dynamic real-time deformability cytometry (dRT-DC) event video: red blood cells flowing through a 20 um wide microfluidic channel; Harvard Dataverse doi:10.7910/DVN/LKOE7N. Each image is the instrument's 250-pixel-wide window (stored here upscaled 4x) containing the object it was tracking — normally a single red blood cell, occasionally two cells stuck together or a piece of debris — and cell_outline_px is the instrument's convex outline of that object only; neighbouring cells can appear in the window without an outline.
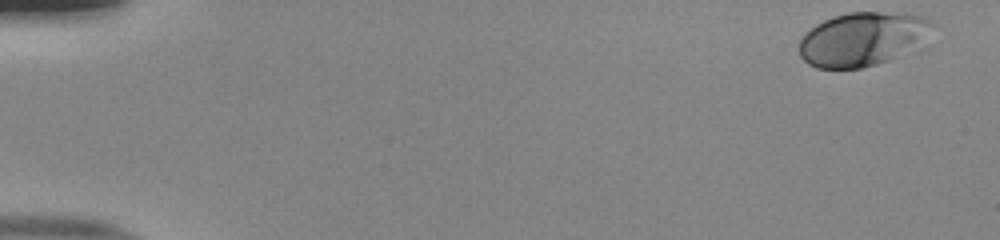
{"species": "human", "species_latin": "Homo sapiens", "temperature_condition": "room temperature", "stored_images_in_passage": 50, "camera_frame_rate_fps": 3000, "um_per_image_px": 0.085, "donor": {"sex": "male"}, "frame": {"image": 1, "passage_image": 1, "time_ms": 0.0, "image_size_px": [1000, 240], "cell_outline_px": [[940, 28], [928, 48], [876, 64], [860, 68], [816, 68], [808, 64], [800, 56], [800, 40], [816, 24], [832, 16], [848, 12], [904, 12], [928, 16]], "centroid_in_image_um": [73.61, 3.3], "position_along_channel_um": 11.4, "area_um2": 44.04}}
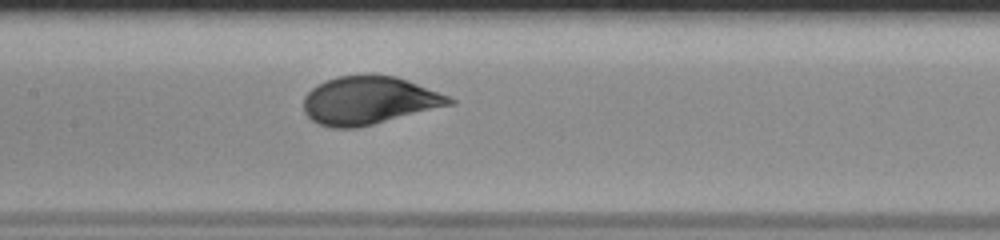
{"frame": {"image": 2, "passage_image": 25, "time_ms": 8.0, "image_size_px": [1000, 240], "cell_outline_px": [[456, 104], [356, 128], [332, 128], [320, 124], [312, 120], [304, 112], [304, 96], [316, 84], [324, 80], [340, 76], [368, 72], [372, 72], [396, 76], [448, 96], [456, 100]], "centroid_in_image_um": [31.35, 8.51], "position_along_channel_um": 176.0, "area_um2": 41.27}}
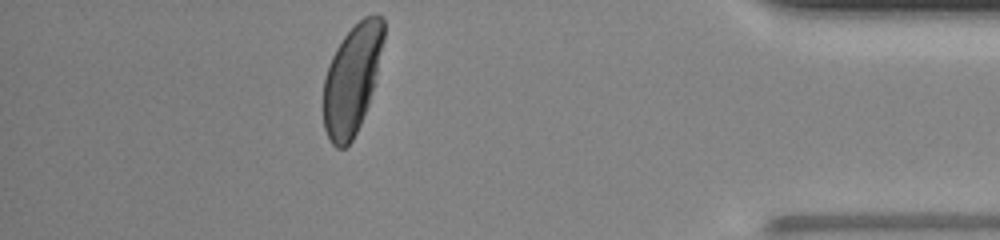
{"frame": {"image": 3, "passage_image": 45, "time_ms": 14.667, "image_size_px": [1000, 240], "cell_outline_px": [[384, 40], [368, 104], [360, 124], [352, 140], [344, 148], [336, 148], [332, 144], [324, 128], [324, 80], [332, 56], [336, 48], [344, 36], [364, 16], [372, 12], [376, 12], [384, 20]], "centroid_in_image_um": [29.92, 6.71], "position_along_channel_um": 405.3, "area_um2": 37.8}, "authors_computed_cell_mechanics": {"area_um2": 40.46, "velocity_mm_per_s": 3.9937, "shape_relaxation_time_tau1_ms": 2.6971, "shape_relaxation_time_tau2_ms": null, "deformation_change_tau1": 0.1542, "deformation_change_tau2": null}}